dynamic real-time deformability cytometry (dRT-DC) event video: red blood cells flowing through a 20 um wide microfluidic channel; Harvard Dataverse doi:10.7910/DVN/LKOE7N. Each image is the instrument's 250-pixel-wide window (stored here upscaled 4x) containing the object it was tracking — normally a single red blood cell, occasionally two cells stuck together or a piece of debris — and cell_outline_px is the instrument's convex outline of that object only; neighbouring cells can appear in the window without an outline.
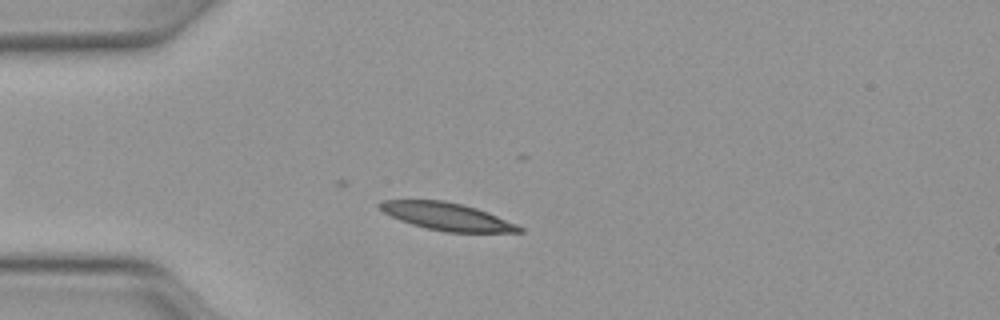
{"species": "Egyptian fruit bat (a non-hibernating species)", "species_latin": "Rousettus aegyptiacus", "temperature_condition": "warm", "stored_images_in_passage": 36, "camera_frame_rate_fps": 3000, "um_per_image_px": 0.085, "animal": {"sex": "female"}, "frame": {"image": 1, "passage_image": 10, "time_ms": 3.0, "image_size_px": [1000, 320], "cell_outline_px": [[524, 232], [444, 232], [412, 224], [400, 220], [384, 212], [376, 204], [384, 200], [444, 200], [464, 204], [488, 212], [516, 224], [524, 228]], "centroid_in_image_um": [38.01, 18.4], "position_along_channel_um": 47.0, "area_um2": 22.25}}
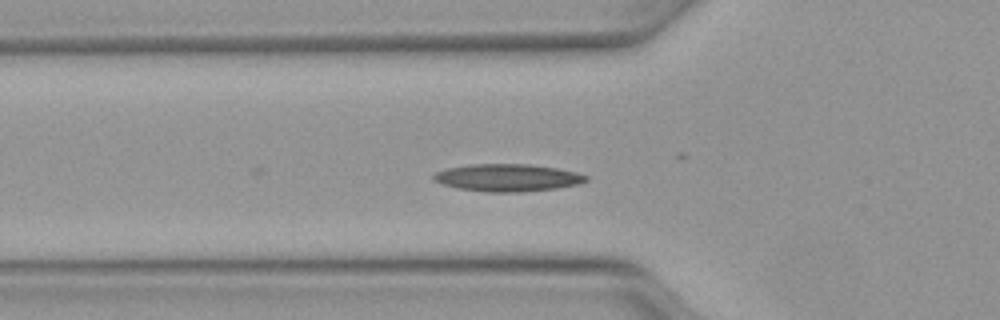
{"frame": {"image": 2, "passage_image": 14, "time_ms": 4.333, "image_size_px": [1000, 320], "cell_outline_px": [[588, 180], [580, 184], [556, 188], [520, 192], [484, 192], [456, 188], [432, 180], [432, 176], [436, 172], [448, 168], [472, 164], [528, 164], [556, 168], [576, 172], [588, 176]], "centroid_in_image_um": [43.14, 15.11], "position_along_channel_um": 82.7, "area_um2": 24.33}}
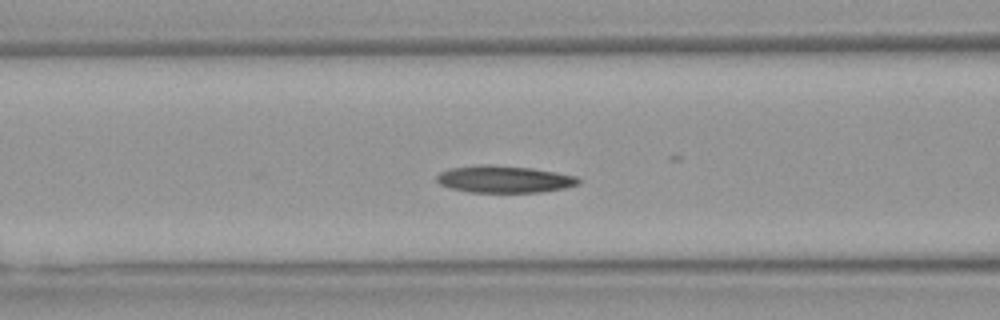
{"frame": {"image": 3, "passage_image": 17, "time_ms": 5.333, "image_size_px": [1000, 320], "cell_outline_px": [[580, 184], [564, 188], [540, 192], [468, 192], [448, 188], [440, 184], [436, 180], [436, 176], [440, 172], [452, 168], [480, 164], [488, 164], [532, 168], [556, 172], [576, 176], [580, 180]], "centroid_in_image_um": [42.84, 15.23], "position_along_channel_um": 123.8, "area_um2": 22.43}, "authors_computed_cell_mechanics": {"area_um2": 21.9929, "velocity_mm_per_s": 4.0725, "shape_relaxation_time_tau1_ms": null, "shape_relaxation_time_tau2_ms": 4.8407, "deformation_change_tau1": null, "deformation_change_tau2": 0.1149}}